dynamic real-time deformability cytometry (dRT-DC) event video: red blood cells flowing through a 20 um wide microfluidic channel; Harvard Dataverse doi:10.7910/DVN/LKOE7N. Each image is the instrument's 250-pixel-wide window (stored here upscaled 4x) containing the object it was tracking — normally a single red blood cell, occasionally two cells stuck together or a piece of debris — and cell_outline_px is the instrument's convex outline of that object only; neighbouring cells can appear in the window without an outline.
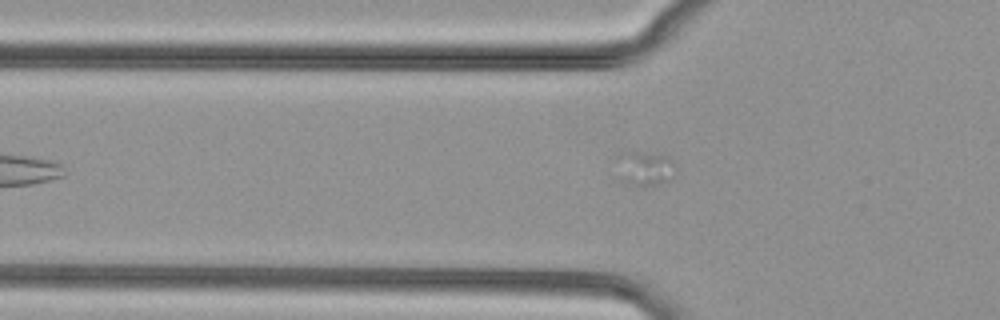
{"species": "common noctule bat (a hibernating species)", "species_latin": "Nyctalus noctula", "temperature_condition": "cold", "stored_images_in_passage": 13, "camera_frame_rate_fps": 3000, "um_per_image_px": 0.085, "animal": {"sex": "female", "body_mass_g": 29.2, "forearm_length_mm": 56.3}, "frame": {"image": 1, "passage_image": 3, "time_ms": 0.667, "image_size_px": [1000, 320], "cell_outline_px": [[676, 172], [668, 180], [656, 184], [632, 184], [628, 180], [616, 156], [616, 152], [620, 148], [624, 148], [664, 156], [668, 160]], "centroid_in_image_um": [54.78, 14.18], "position_along_channel_um": 71.0, "area_um2": 10.98}}